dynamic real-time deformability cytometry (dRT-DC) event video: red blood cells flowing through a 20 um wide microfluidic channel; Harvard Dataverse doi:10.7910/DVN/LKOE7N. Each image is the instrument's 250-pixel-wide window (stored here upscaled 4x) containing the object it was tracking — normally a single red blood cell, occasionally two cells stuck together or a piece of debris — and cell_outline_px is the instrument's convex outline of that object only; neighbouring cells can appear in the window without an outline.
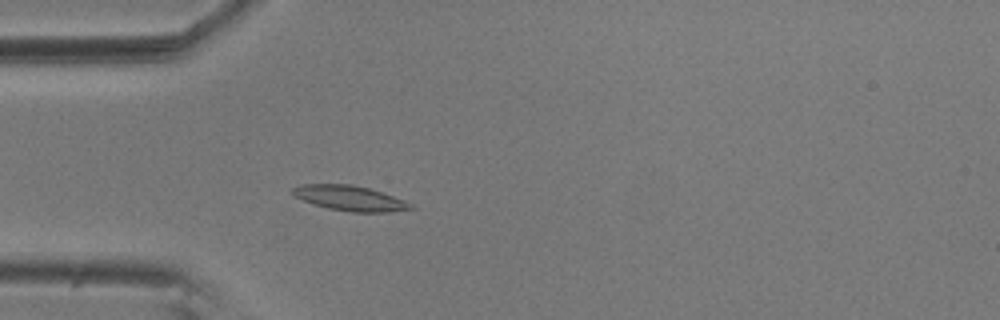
{"species": "common noctule bat (a hibernating species)", "species_latin": "Nyctalus noctula", "temperature_condition": "room temperature", "stored_images_in_passage": 57, "camera_frame_rate_fps": 3000, "um_per_image_px": 0.085, "animal": {"sex": "male", "body_mass_g": 20.5, "forearm_length_mm": 52.5}, "frame": {"image": 1, "passage_image": 17, "time_ms": 5.333, "image_size_px": [1000, 320], "cell_outline_px": [[416, 208], [388, 212], [352, 212], [328, 208], [292, 196], [288, 192], [292, 188], [300, 184], [352, 184], [368, 188], [404, 200], [412, 204]], "centroid_in_image_um": [29.69, 16.84], "position_along_channel_um": 55.3, "area_um2": 17.22}}
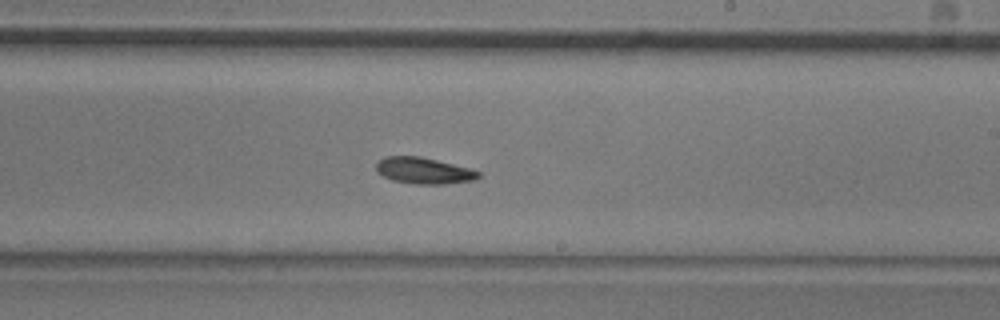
{"frame": {"image": 2, "passage_image": 34, "time_ms": 11.0, "image_size_px": [1000, 320], "cell_outline_px": [[480, 176], [472, 180], [444, 184], [416, 184], [392, 180], [376, 172], [376, 164], [384, 156], [420, 156], [472, 168], [480, 172]], "centroid_in_image_um": [36.02, 14.5], "position_along_channel_um": 253.0, "area_um2": 15.72}}
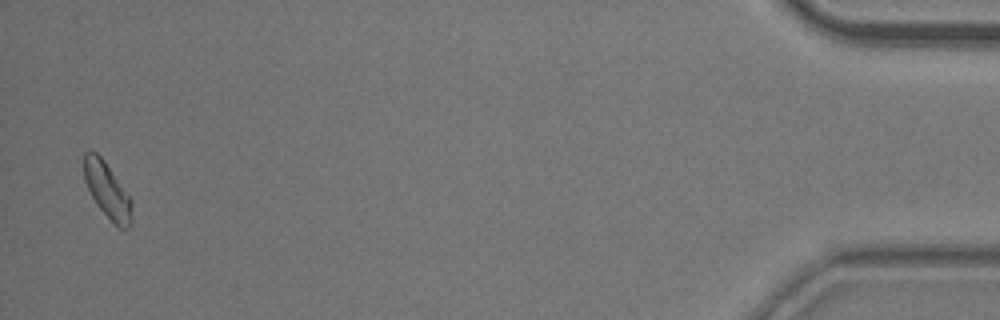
{"frame": {"image": 3, "passage_image": 56, "time_ms": 18.333, "image_size_px": [1000, 320], "cell_outline_px": [[132, 204], [128, 228], [120, 228], [96, 204], [84, 180], [84, 152], [96, 152], [104, 160], [132, 200]], "centroid_in_image_um": [9.09, 16.14], "position_along_channel_um": 426.1, "area_um2": 14.91}, "authors_computed_cell_mechanics": {"area_um2": 15.7216, "velocity_mm_per_s": 3.5814, "shape_relaxation_time_tau1_ms": 5.7734, "shape_relaxation_time_tau2_ms": null, "deformation_change_tau1": 0.1177, "deformation_change_tau2": null}}